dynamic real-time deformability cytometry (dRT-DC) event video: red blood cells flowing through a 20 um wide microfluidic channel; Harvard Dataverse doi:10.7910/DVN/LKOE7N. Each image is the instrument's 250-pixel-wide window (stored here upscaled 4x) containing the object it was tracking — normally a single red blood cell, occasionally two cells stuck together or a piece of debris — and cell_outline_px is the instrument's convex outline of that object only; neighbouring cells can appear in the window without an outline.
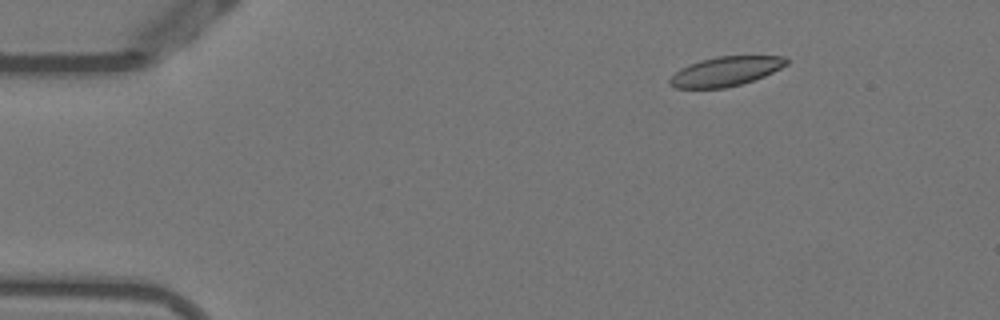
{"species": "Egyptian fruit bat (a non-hibernating species)", "species_latin": "Rousettus aegyptiacus", "temperature_condition": "warm", "stored_images_in_passage": 48, "camera_frame_rate_fps": 3000, "um_per_image_px": 0.085, "animal": {"sex": "female"}, "frame": {"image": 1, "passage_image": 1, "time_ms": 0.0, "image_size_px": [1000, 320], "cell_outline_px": [[788, 64], [764, 76], [740, 84], [724, 88], [676, 88], [668, 84], [668, 80], [680, 68], [688, 64], [700, 60], [716, 56], [784, 56], [788, 60]], "centroid_in_image_um": [61.65, 6.06], "position_along_channel_um": 23.4, "area_um2": 19.94}}
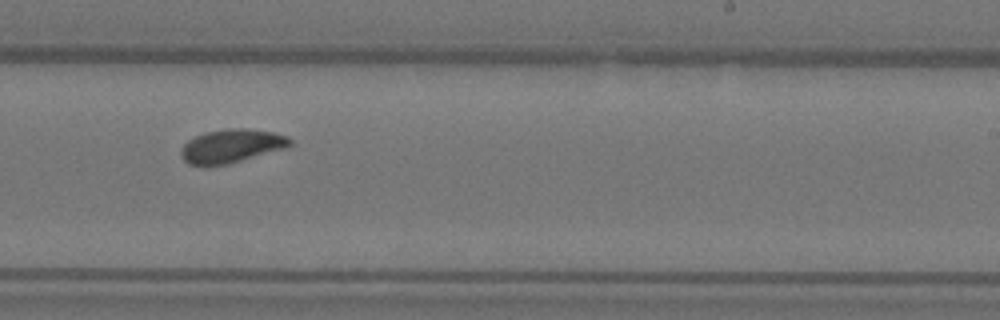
{"frame": {"image": 2, "passage_image": 27, "time_ms": 8.667, "image_size_px": [1000, 320], "cell_outline_px": [[292, 144], [288, 148], [228, 164], [204, 168], [188, 164], [180, 156], [180, 148], [188, 140], [204, 132], [228, 128], [244, 128], [272, 132], [288, 136], [292, 140]], "centroid_in_image_um": [19.65, 12.44], "position_along_channel_um": 269.4, "area_um2": 21.91}}
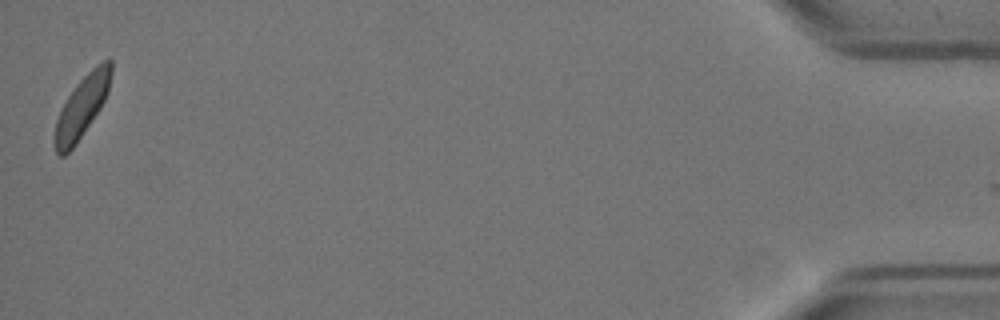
{"frame": {"image": 3, "passage_image": 47, "time_ms": 15.333, "image_size_px": [1000, 320], "cell_outline_px": [[112, 72], [108, 92], [100, 108], [76, 144], [64, 156], [60, 156], [56, 152], [52, 140], [52, 136], [56, 120], [68, 96], [76, 84], [96, 64], [104, 60], [112, 60]], "centroid_in_image_um": [6.94, 9.1], "position_along_channel_um": 428.3, "area_um2": 20.17}, "authors_computed_cell_mechanics": {"area_um2": 20.808, "velocity_mm_per_s": 3.7618, "shape_relaxation_time_tau1_ms": 2.93, "shape_relaxation_time_tau2_ms": 2.7518, "deformation_change_tau1": 0.0978, "deformation_change_tau2": 0.0571}}